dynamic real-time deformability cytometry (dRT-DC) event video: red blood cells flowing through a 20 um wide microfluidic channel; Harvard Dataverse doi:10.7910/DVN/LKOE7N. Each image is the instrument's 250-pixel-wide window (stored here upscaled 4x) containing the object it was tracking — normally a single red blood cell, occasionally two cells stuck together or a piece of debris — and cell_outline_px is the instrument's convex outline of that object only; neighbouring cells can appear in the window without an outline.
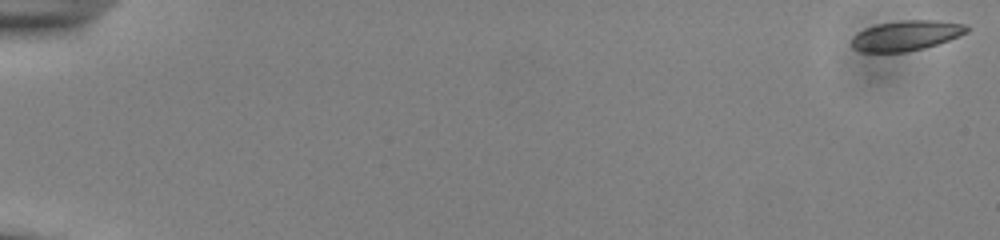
{"species": "common noctule bat (a hibernating species)", "species_latin": "Nyctalus noctula", "temperature_condition": "cold", "stored_images_in_passage": 55, "camera_frame_rate_fps": 3000, "um_per_image_px": 0.085, "animal": {"sex": "male", "body_mass_g": 13.0, "forearm_length_mm": 53.1}, "frame": {"image": 1, "passage_image": 1, "time_ms": 0.0, "image_size_px": [1000, 240], "cell_outline_px": [[968, 32], [948, 40], [924, 48], [904, 52], [860, 52], [852, 48], [852, 36], [856, 32], [864, 28], [876, 24], [900, 20], [936, 20], [964, 24], [968, 28]], "centroid_in_image_um": [76.96, 3.02], "position_along_channel_um": 8.0, "area_um2": 20.29}}
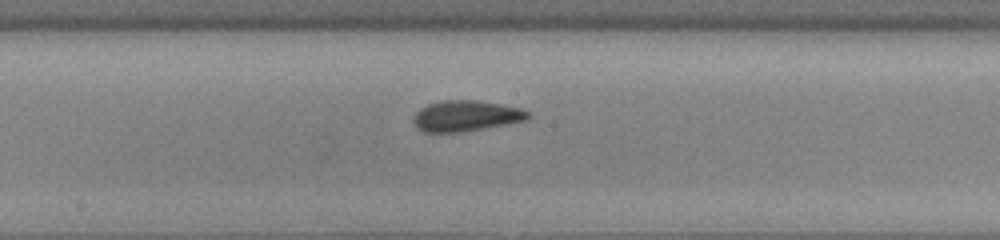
{"frame": {"image": 2, "passage_image": 31, "time_ms": 10.0, "image_size_px": [1000, 240], "cell_outline_px": [[532, 116], [528, 120], [484, 128], [460, 132], [424, 132], [416, 128], [412, 124], [412, 120], [416, 112], [420, 108], [428, 104], [440, 100], [476, 100], [500, 104], [520, 108], [528, 112]], "centroid_in_image_um": [39.57, 9.85], "position_along_channel_um": 208.6, "area_um2": 20.69}}
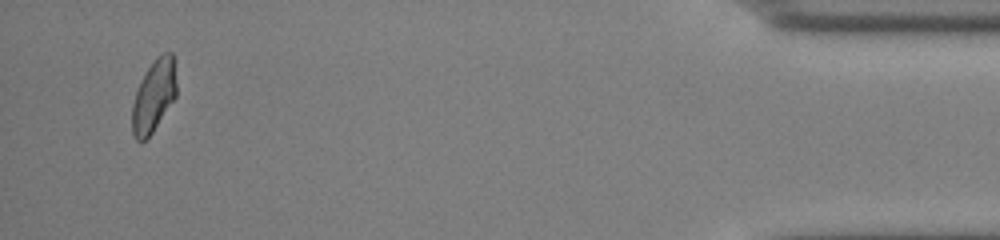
{"frame": {"image": 3, "passage_image": 53, "time_ms": 17.333, "image_size_px": [1000, 240], "cell_outline_px": [[176, 96], [152, 132], [140, 144], [136, 140], [132, 132], [132, 104], [136, 92], [148, 68], [156, 56], [164, 52], [172, 52], [176, 60]], "centroid_in_image_um": [13.09, 8.12], "position_along_channel_um": 422.1, "area_um2": 18.67}, "authors_computed_cell_mechanics": {"area_um2": 20.23, "velocity_mm_per_s": 3.849, "shape_relaxation_time_tau1_ms": 3.1394, "shape_relaxation_time_tau2_ms": 1.0312, "deformation_change_tau1": 0.1078, "deformation_change_tau2": 0.0773}}